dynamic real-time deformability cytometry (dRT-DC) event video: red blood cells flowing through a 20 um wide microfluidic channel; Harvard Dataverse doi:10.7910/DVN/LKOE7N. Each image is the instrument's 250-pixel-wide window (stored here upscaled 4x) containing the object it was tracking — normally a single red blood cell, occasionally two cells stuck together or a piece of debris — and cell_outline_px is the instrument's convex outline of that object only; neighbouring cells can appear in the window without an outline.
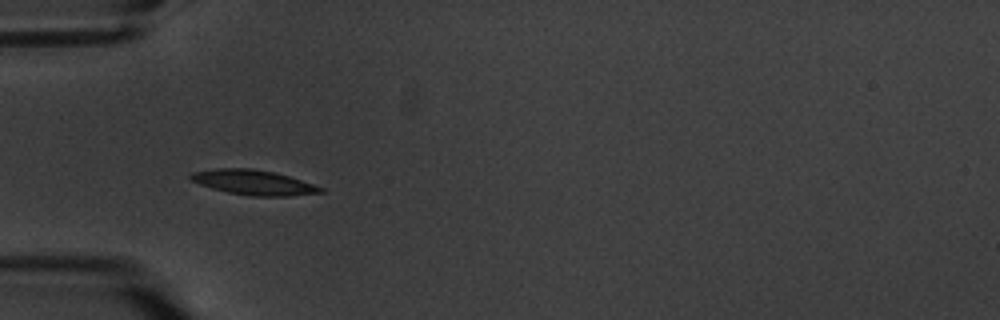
{"species": "common noctule bat (a hibernating species)", "species_latin": "Nyctalus noctula", "temperature_condition": "warm", "stored_images_in_passage": 1, "camera_frame_rate_fps": 3000, "um_per_image_px": 0.085, "animal": {"sex": "male", "body_mass_g": 20.1, "forearm_length_mm": 53.5}, "frame": {"image": 1, "passage_image": 1, "time_ms": 0.0, "image_size_px": [1000, 320], "cell_outline_px": [[324, 192], [288, 196], [248, 196], [228, 192], [212, 188], [200, 184], [192, 180], [188, 176], [192, 172], [216, 168], [252, 168], [276, 172], [324, 188]], "centroid_in_image_um": [21.54, 15.5], "position_along_channel_um": 63.5, "area_um2": 18.79}}